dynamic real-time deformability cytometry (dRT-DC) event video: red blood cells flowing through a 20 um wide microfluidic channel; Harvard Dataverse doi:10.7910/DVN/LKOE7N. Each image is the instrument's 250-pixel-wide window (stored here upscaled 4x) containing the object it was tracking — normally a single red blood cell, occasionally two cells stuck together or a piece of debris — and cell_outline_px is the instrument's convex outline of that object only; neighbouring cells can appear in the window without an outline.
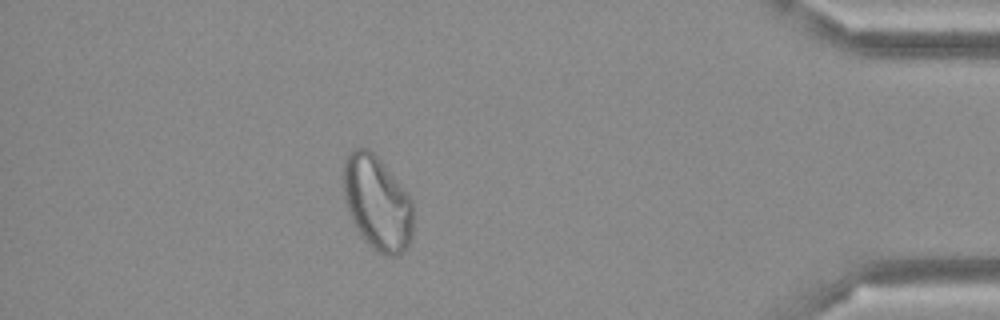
{"species": "Egyptian fruit bat (a non-hibernating species)", "species_latin": "Rousettus aegyptiacus", "temperature_condition": "cold", "stored_images_in_passage": 51, "camera_frame_rate_fps": 3000, "um_per_image_px": 0.085, "frame": {"image": 1, "passage_image": 44, "time_ms": 14.333, "image_size_px": [1000, 320], "cell_outline_px": [[412, 240], [408, 248], [396, 256], [384, 256], [376, 252], [364, 240], [356, 228], [352, 220], [344, 196], [344, 160], [348, 152], [352, 148], [368, 148], [380, 160], [400, 184], [412, 200]], "centroid_in_image_um": [32.07, 17.28], "position_along_channel_um": 403.1, "area_um2": 38.32}}